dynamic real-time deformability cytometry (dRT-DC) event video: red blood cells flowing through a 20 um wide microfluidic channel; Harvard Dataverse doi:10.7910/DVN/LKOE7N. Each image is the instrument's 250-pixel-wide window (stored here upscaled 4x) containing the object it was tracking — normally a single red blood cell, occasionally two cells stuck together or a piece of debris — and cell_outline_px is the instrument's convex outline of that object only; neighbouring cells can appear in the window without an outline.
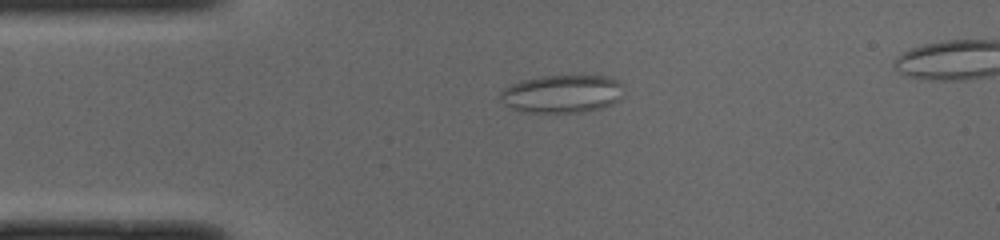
{"species": "common noctule bat (a hibernating species)", "species_latin": "Nyctalus noctula", "temperature_condition": "cold", "stored_images_in_passage": 34, "camera_frame_rate_fps": 3000, "um_per_image_px": 0.085, "animal": {"sex": "male", "body_mass_g": 19.0, "forearm_length_mm": 50.8}, "frame": {"image": 1, "passage_image": 1, "time_ms": 0.0, "image_size_px": [1000, 240], "cell_outline_px": [[620, 84], [616, 100], [600, 108], [584, 112], [556, 116], [528, 112], [512, 108], [504, 104], [500, 96], [512, 84], [520, 80], [540, 76], [604, 76], [616, 80]], "centroid_in_image_um": [47.69, 8.02], "position_along_channel_um": 37.3, "area_um2": 27.17}}
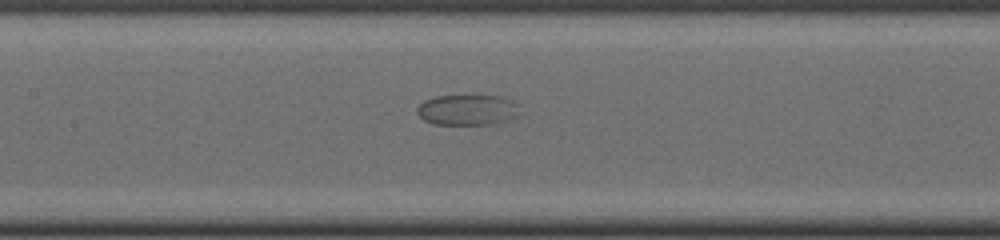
{"frame": {"image": 2, "passage_image": 13, "time_ms": 4.0, "image_size_px": [1000, 240], "cell_outline_px": [[520, 104], [512, 116], [492, 124], [432, 124], [424, 120], [416, 112], [416, 108], [424, 100], [436, 96], [500, 96], [512, 100]], "centroid_in_image_um": [39.65, 9.33], "position_along_channel_um": 167.8, "area_um2": 17.92}}
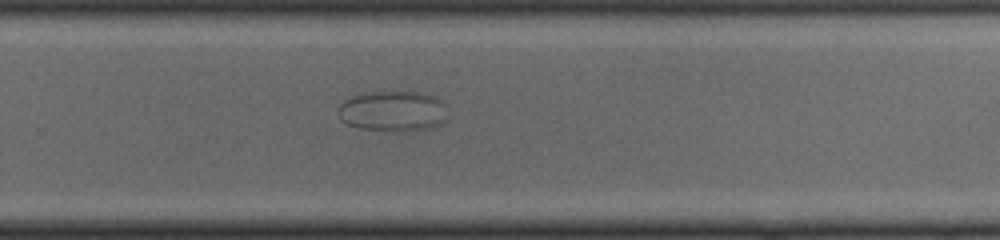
{"frame": {"image": 3, "passage_image": 23, "time_ms": 7.333, "image_size_px": [1000, 240], "cell_outline_px": [[440, 124], [416, 132], [396, 132], [360, 128], [348, 124], [340, 120], [336, 112], [336, 108], [344, 100], [352, 96], [364, 92], [420, 92], [432, 96], [440, 100]], "centroid_in_image_um": [33.23, 9.46], "position_along_channel_um": 296.6, "area_um2": 25.55}}